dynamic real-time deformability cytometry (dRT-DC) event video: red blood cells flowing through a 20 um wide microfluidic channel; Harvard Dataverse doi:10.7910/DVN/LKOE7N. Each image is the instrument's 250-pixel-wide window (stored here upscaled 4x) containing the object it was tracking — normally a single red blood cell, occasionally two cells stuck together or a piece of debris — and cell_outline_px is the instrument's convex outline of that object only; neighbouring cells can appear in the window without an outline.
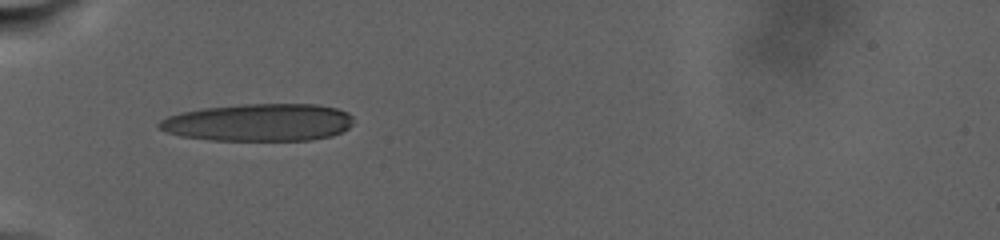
{"species": "human", "species_latin": "Homo sapiens", "temperature_condition": "warm", "stored_images_in_passage": 8, "camera_frame_rate_fps": 3000, "um_per_image_px": 0.085, "donor": {"sex": "male"}, "frame": {"image": 1, "passage_image": 1, "time_ms": 0.0, "image_size_px": [1000, 240], "cell_outline_px": [[352, 124], [348, 128], [332, 136], [312, 140], [212, 140], [180, 136], [156, 128], [156, 124], [160, 120], [168, 116], [180, 112], [204, 108], [240, 104], [316, 104], [336, 108], [348, 112], [352, 116]], "centroid_in_image_um": [21.98, 10.4], "position_along_channel_um": 63.0, "area_um2": 42.66}}
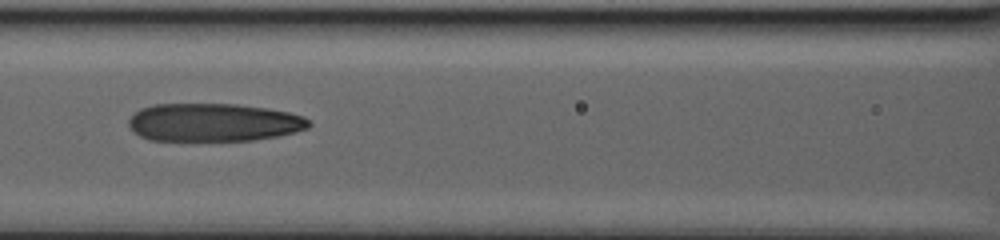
{"frame": {"image": 2, "passage_image": 5, "time_ms": 4.0, "image_size_px": [1000, 240], "cell_outline_px": [[312, 124], [308, 128], [296, 132], [280, 136], [252, 140], [148, 140], [140, 136], [128, 124], [128, 120], [140, 108], [152, 104], [236, 104], [268, 108], [288, 112], [304, 116]], "centroid_in_image_um": [18.19, 10.4], "position_along_channel_um": 148.4, "area_um2": 40.06}}
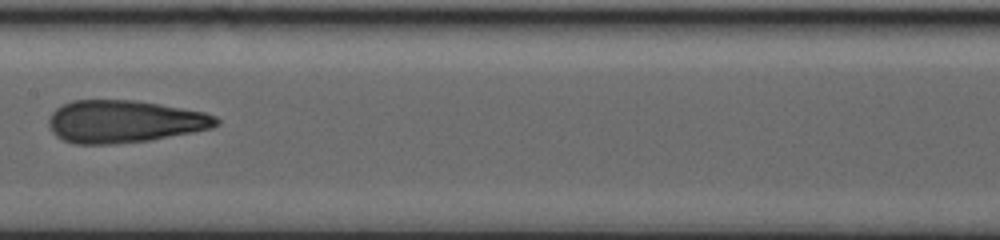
{"frame": {"image": 3, "passage_image": 7, "time_ms": 6.0, "image_size_px": [1000, 240], "cell_outline_px": [[220, 124], [212, 128], [192, 132], [148, 140], [112, 144], [76, 144], [64, 140], [56, 136], [52, 132], [48, 124], [48, 120], [52, 112], [56, 108], [72, 100], [136, 100], [160, 104], [204, 112], [216, 116], [220, 120]], "centroid_in_image_um": [10.56, 10.32], "position_along_channel_um": 196.8, "area_um2": 41.44}}